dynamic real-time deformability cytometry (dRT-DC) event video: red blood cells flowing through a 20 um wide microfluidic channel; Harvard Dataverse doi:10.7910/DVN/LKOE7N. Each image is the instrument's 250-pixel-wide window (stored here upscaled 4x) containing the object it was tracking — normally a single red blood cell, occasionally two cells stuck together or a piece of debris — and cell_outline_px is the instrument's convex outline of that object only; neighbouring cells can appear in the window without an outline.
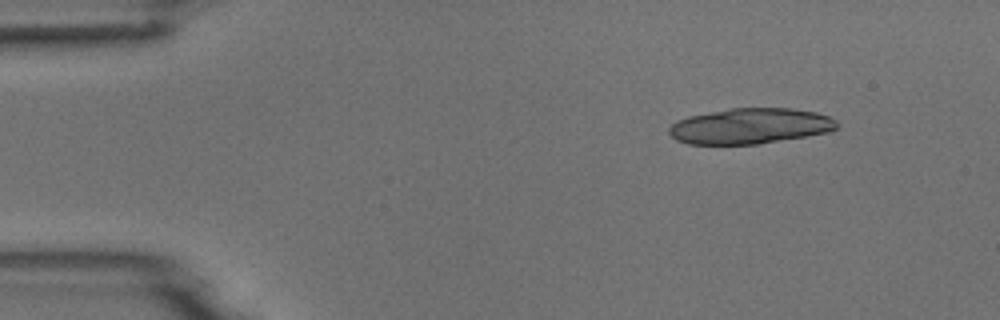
{"species": "common noctule bat (a hibernating species)", "species_latin": "Nyctalus noctula", "temperature_condition": "room temperature", "stored_images_in_passage": 6, "camera_frame_rate_fps": 3000, "um_per_image_px": 0.085, "animal": {"sex": "male", "body_mass_g": 18.8}, "frame": {"image": 1, "passage_image": 1, "time_ms": 0.0, "image_size_px": [1000, 320], "cell_outline_px": [[840, 124], [836, 128], [828, 132], [760, 144], [688, 144], [676, 140], [668, 132], [668, 128], [676, 120], [688, 116], [728, 108], [792, 108], [816, 112], [828, 116], [836, 120]], "centroid_in_image_um": [63.75, 10.71], "position_along_channel_um": 21.3, "area_um2": 35.03}}